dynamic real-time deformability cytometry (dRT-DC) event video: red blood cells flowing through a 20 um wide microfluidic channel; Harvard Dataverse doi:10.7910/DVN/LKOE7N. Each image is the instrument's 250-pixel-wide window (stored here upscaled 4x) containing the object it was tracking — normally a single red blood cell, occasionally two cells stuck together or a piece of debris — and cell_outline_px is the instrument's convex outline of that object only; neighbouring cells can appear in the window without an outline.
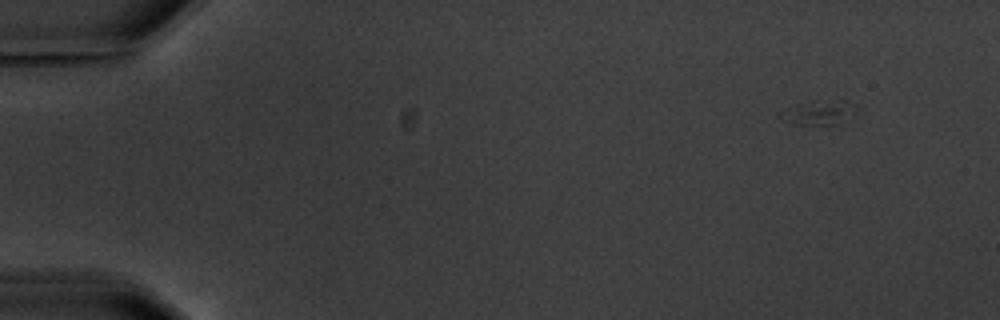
{"species": "common noctule bat (a hibernating species)", "species_latin": "Nyctalus noctula", "temperature_condition": "warm", "stored_images_in_passage": 6, "camera_frame_rate_fps": 3000, "um_per_image_px": 0.085, "animal": {"sex": "male", "body_mass_g": 20.1, "forearm_length_mm": 53.5}, "frame": {"image": 1, "passage_image": 2, "time_ms": 1.0, "image_size_px": [1000, 320], "cell_outline_px": [[856, 108], [840, 124], [792, 124], [780, 120], [776, 116], [788, 108], [796, 104], [816, 100], [848, 100]], "centroid_in_image_um": [69.52, 9.56], "position_along_channel_um": 15.5, "area_um2": 10.69}}